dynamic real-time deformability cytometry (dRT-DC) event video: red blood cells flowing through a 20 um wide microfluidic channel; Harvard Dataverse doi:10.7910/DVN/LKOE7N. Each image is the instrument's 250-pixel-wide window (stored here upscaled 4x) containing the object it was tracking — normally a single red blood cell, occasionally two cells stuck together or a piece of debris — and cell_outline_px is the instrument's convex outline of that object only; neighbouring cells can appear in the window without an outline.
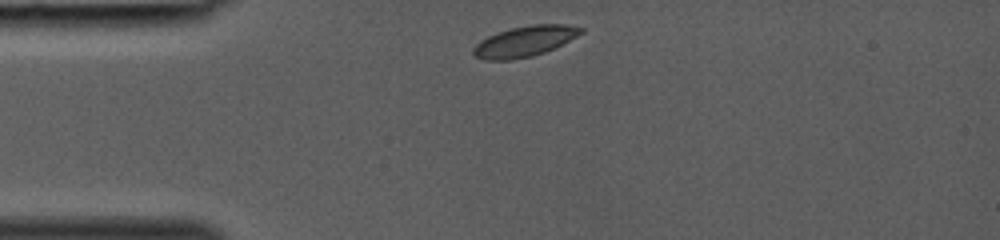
{"species": "common noctule bat (a hibernating species)", "species_latin": "Nyctalus noctula", "temperature_condition": "room temperature", "stored_images_in_passage": 27, "camera_frame_rate_fps": 3000, "um_per_image_px": 0.085, "animal": {"sex": "female", "body_mass_g": 19.0, "forearm_length_mm": 53.3}, "frame": {"image": 1, "passage_image": 1, "time_ms": 0.0, "image_size_px": [1000, 240], "cell_outline_px": [[584, 32], [544, 52], [532, 56], [512, 60], [484, 60], [476, 56], [472, 52], [472, 48], [480, 40], [496, 32], [512, 28], [532, 24], [564, 24], [584, 28]], "centroid_in_image_um": [44.55, 3.51], "position_along_channel_um": 40.4, "area_um2": 19.02}}
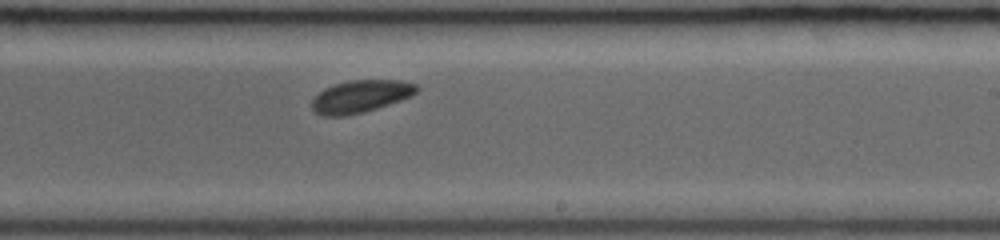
{"frame": {"image": 2, "passage_image": 16, "time_ms": 5.0, "image_size_px": [1000, 240], "cell_outline_px": [[420, 88], [412, 96], [376, 108], [344, 116], [324, 116], [312, 112], [312, 100], [324, 88], [336, 84], [352, 80], [396, 80], [416, 84]], "centroid_in_image_um": [30.63, 8.19], "position_along_channel_um": 258.4, "area_um2": 19.54}}
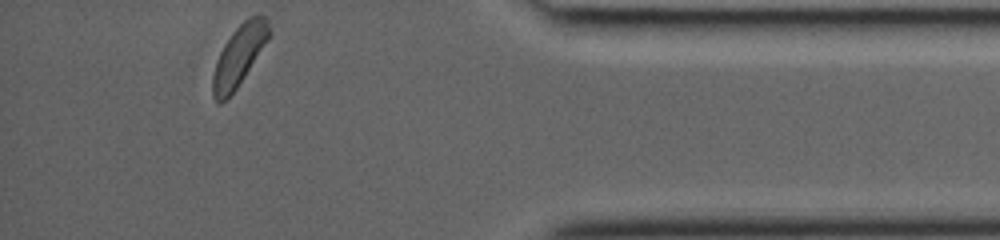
{"frame": {"image": 3, "passage_image": 27, "time_ms": 8.667, "image_size_px": [1000, 240], "cell_outline_px": [[272, 36], [236, 88], [220, 104], [216, 104], [212, 96], [212, 76], [216, 60], [224, 44], [232, 32], [244, 20], [260, 12], [268, 20], [272, 32]], "centroid_in_image_um": [20.34, 4.69], "position_along_channel_um": 414.9, "area_um2": 20.17}}